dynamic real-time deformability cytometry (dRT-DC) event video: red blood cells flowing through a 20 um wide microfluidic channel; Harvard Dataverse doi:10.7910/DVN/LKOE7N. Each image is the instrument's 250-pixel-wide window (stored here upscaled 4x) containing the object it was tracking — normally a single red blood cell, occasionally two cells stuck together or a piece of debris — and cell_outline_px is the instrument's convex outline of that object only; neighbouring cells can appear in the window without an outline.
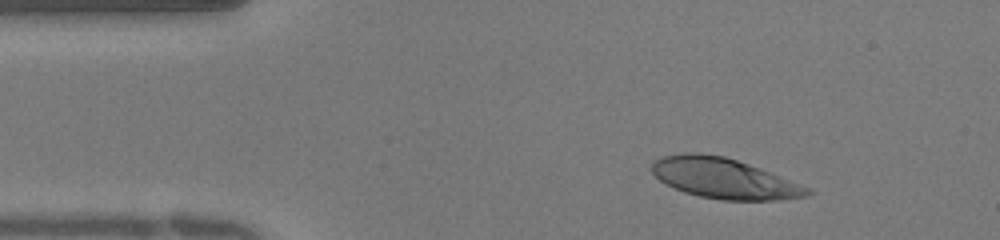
{"species": "human", "species_latin": "Homo sapiens", "temperature_condition": "warm", "stored_images_in_passage": 34, "camera_frame_rate_fps": 3000, "um_per_image_px": 0.085, "donor": {"sex": "female"}, "frame": {"image": 1, "passage_image": 1, "time_ms": 0.0, "image_size_px": [1000, 240], "cell_outline_px": [[816, 192], [808, 196], [776, 200], [720, 200], [700, 196], [684, 192], [660, 180], [652, 172], [652, 164], [660, 156], [684, 152], [700, 152], [724, 156], [760, 168], [812, 188]], "centroid_in_image_um": [61.58, 15.15], "position_along_channel_um": 23.4, "area_um2": 36.65}}
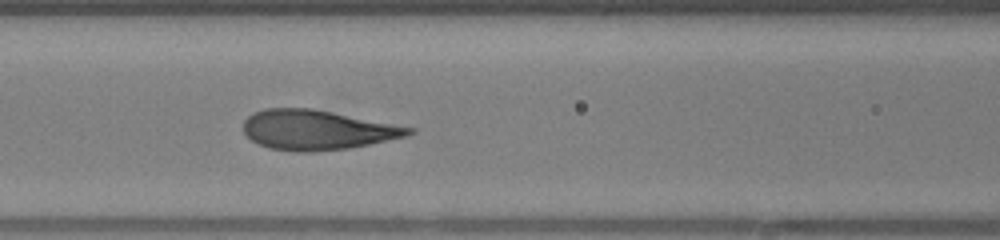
{"frame": {"image": 2, "passage_image": 11, "time_ms": 3.333, "image_size_px": [1000, 240], "cell_outline_px": [[416, 132], [408, 136], [348, 148], [312, 152], [296, 152], [268, 148], [252, 140], [244, 132], [244, 120], [252, 112], [264, 108], [312, 108], [416, 128]], "centroid_in_image_um": [26.96, 11.04], "position_along_channel_um": 139.6, "area_um2": 38.38}}
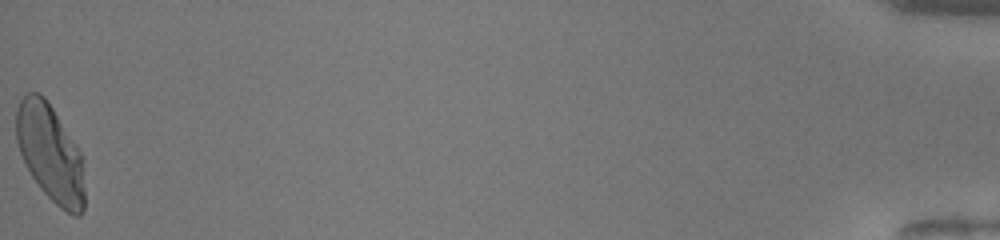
{"frame": {"image": 3, "passage_image": 34, "time_ms": 11.0, "image_size_px": [1000, 240], "cell_outline_px": [[84, 212], [80, 216], [72, 216], [60, 208], [40, 188], [32, 176], [20, 152], [16, 140], [16, 108], [20, 100], [28, 92], [40, 92], [44, 96], [52, 108], [80, 152], [84, 188]], "centroid_in_image_um": [4.26, 13.03], "position_along_channel_um": 430.9, "area_um2": 38.26}}